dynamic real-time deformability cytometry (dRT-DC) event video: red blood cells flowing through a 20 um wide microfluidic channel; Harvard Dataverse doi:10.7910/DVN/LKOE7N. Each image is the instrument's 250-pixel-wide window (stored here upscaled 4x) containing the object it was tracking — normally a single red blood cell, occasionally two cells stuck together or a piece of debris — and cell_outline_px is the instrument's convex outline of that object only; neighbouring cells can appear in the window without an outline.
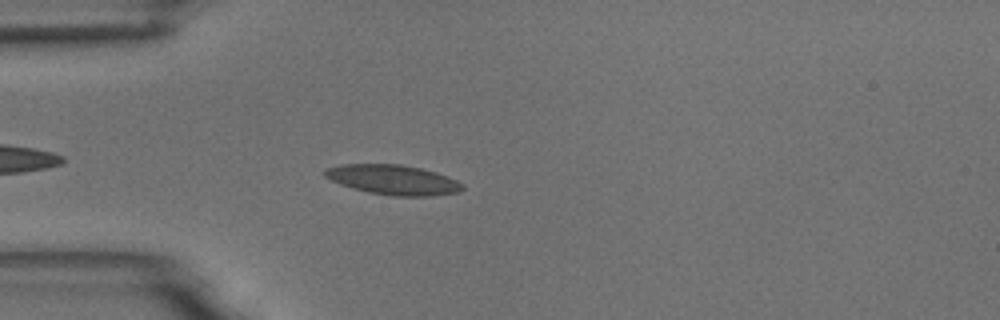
{"species": "common noctule bat (a hibernating species)", "species_latin": "Nyctalus noctula", "temperature_condition": "room temperature", "stored_images_in_passage": 45, "camera_frame_rate_fps": 3000, "um_per_image_px": 0.085, "animal": {"sex": "male", "body_mass_g": 18.8}, "frame": {"image": 1, "passage_image": 6, "time_ms": 1.667, "image_size_px": [1000, 320], "cell_outline_px": [[464, 188], [456, 192], [428, 196], [392, 196], [368, 192], [352, 188], [340, 184], [324, 176], [324, 172], [328, 168], [340, 164], [400, 164], [420, 168], [436, 172], [448, 176], [464, 184]], "centroid_in_image_um": [33.41, 15.28], "position_along_channel_um": 51.6, "area_um2": 23.81}}
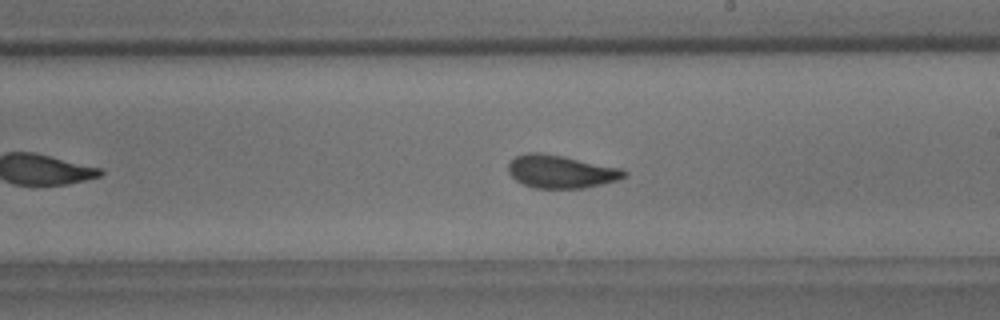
{"frame": {"image": 2, "passage_image": 22, "time_ms": 7.0, "image_size_px": [1000, 320], "cell_outline_px": [[628, 176], [620, 180], [584, 188], [536, 188], [524, 184], [516, 180], [508, 172], [508, 164], [516, 156], [528, 152], [540, 152], [564, 156], [620, 168], [628, 172]], "centroid_in_image_um": [47.71, 14.58], "position_along_channel_um": 241.3, "area_um2": 22.31}}
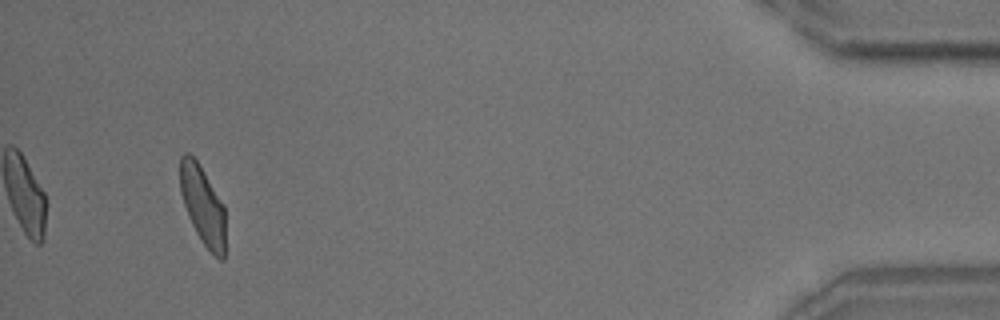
{"frame": {"image": 3, "passage_image": 42, "time_ms": 13.667, "image_size_px": [1000, 320], "cell_outline_px": [[224, 260], [220, 260], [200, 240], [188, 216], [180, 192], [180, 156], [184, 152], [188, 152], [200, 164], [224, 204]], "centroid_in_image_um": [17.22, 17.4], "position_along_channel_um": 418.0, "area_um2": 20.75}, "authors_computed_cell_mechanics": {"area_um2": 22.253, "velocity_mm_per_s": 3.7288, "shape_relaxation_time_tau1_ms": 5.3484, "shape_relaxation_time_tau2_ms": 1.6398, "deformation_change_tau1": 0.1434, "deformation_change_tau2": 0.0712}}